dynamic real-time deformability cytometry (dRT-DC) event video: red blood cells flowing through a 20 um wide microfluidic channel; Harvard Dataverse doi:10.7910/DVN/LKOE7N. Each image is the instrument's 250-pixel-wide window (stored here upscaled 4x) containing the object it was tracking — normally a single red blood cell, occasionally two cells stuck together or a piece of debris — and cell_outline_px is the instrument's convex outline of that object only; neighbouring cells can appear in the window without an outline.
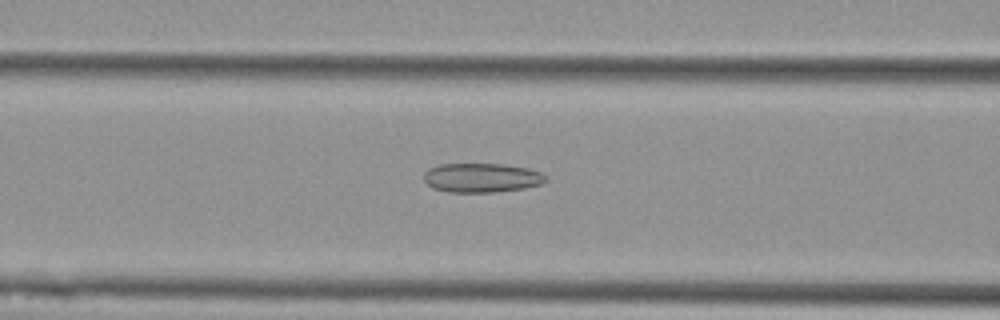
{"species": "Egyptian fruit bat (a non-hibernating species)", "species_latin": "Rousettus aegyptiacus", "temperature_condition": "cold", "stored_images_in_passage": 27, "camera_frame_rate_fps": 3000, "um_per_image_px": 0.085, "animal": {"sex": "female"}, "frame": {"image": 1, "passage_image": 12, "time_ms": 3.667, "image_size_px": [1000, 320], "cell_outline_px": [[548, 180], [540, 184], [524, 188], [492, 192], [448, 192], [432, 188], [424, 180], [424, 172], [428, 168], [440, 164], [504, 164], [528, 168], [540, 172]], "centroid_in_image_um": [40.91, 15.1], "position_along_channel_um": 125.7, "area_um2": 20.75}}
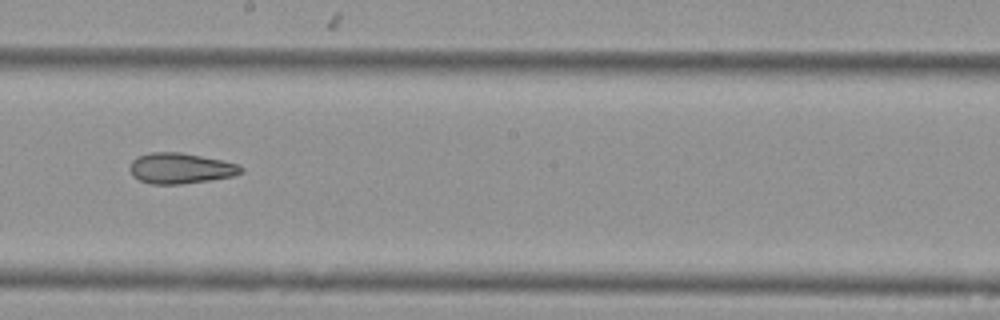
{"frame": {"image": 2, "passage_image": 21, "time_ms": 6.667, "image_size_px": [1000, 320], "cell_outline_px": [[244, 172], [232, 176], [212, 180], [180, 184], [152, 184], [140, 180], [132, 176], [128, 168], [132, 160], [136, 156], [152, 152], [180, 152], [224, 160], [240, 164], [244, 168]], "centroid_in_image_um": [15.36, 14.3], "position_along_channel_um": 232.8, "area_um2": 20.17}}
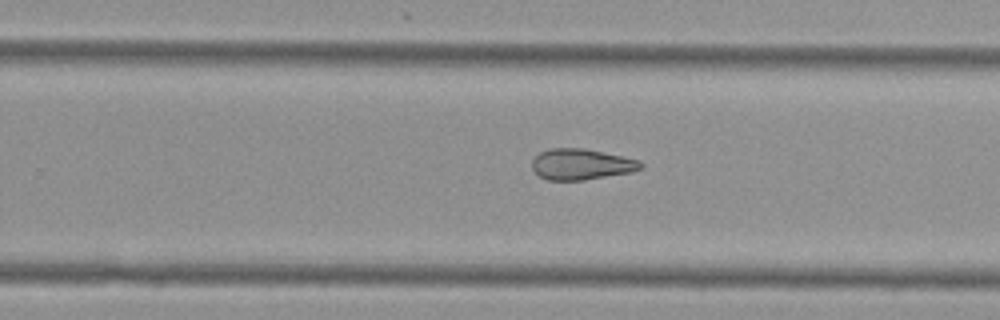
{"frame": {"image": 3, "passage_image": 25, "time_ms": 8.0, "image_size_px": [1000, 320], "cell_outline_px": [[644, 168], [632, 172], [584, 180], [548, 180], [540, 176], [532, 168], [532, 160], [540, 152], [548, 148], [584, 148], [640, 160], [644, 164]], "centroid_in_image_um": [49.43, 13.96], "position_along_channel_um": 280.4, "area_um2": 19.65}}